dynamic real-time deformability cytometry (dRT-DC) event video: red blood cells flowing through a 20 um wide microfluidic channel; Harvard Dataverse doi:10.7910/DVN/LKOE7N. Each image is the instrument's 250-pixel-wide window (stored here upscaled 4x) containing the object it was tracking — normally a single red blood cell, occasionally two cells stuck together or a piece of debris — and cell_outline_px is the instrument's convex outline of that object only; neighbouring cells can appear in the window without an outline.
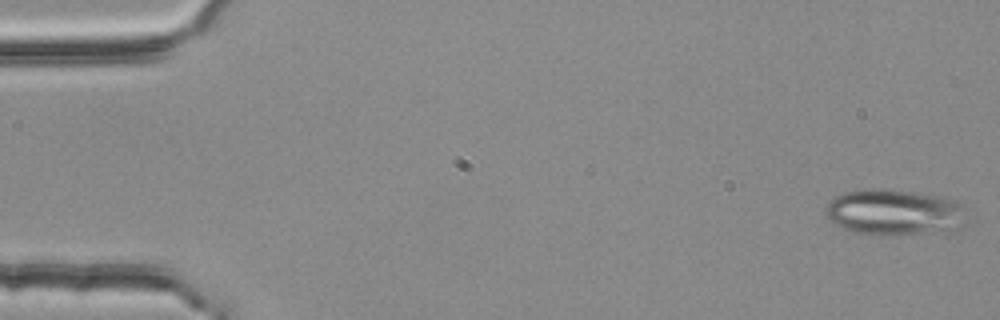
{"species": "common noctule bat (a hibernating species)", "species_latin": "Nyctalus noctula", "temperature_condition": "room temperature", "stored_images_in_passage": 55, "camera_frame_rate_fps": 3000, "um_per_image_px": 0.085, "animal": {"sex": "female", "body_mass_g": 25.1}, "frame": {"image": 1, "passage_image": 1, "time_ms": 0.0, "image_size_px": [1000, 320], "cell_outline_px": [[964, 204], [948, 228], [920, 232], [856, 232], [844, 228], [836, 224], [828, 216], [824, 208], [836, 196], [844, 192], [872, 188], [888, 188], [944, 196], [956, 200]], "centroid_in_image_um": [75.83, 17.93], "position_along_channel_um": 9.2, "area_um2": 35.2}}
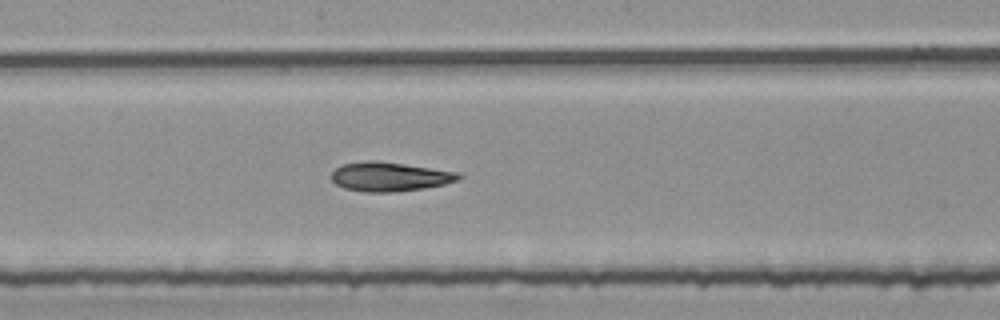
{"frame": {"image": 2, "passage_image": 29, "time_ms": 9.333, "image_size_px": [1000, 320], "cell_outline_px": [[460, 180], [444, 184], [424, 188], [392, 192], [364, 192], [344, 188], [336, 184], [332, 180], [332, 172], [340, 164], [368, 160], [376, 160], [460, 172]], "centroid_in_image_um": [33.11, 15.01], "position_along_channel_um": 215.1, "area_um2": 21.68}}
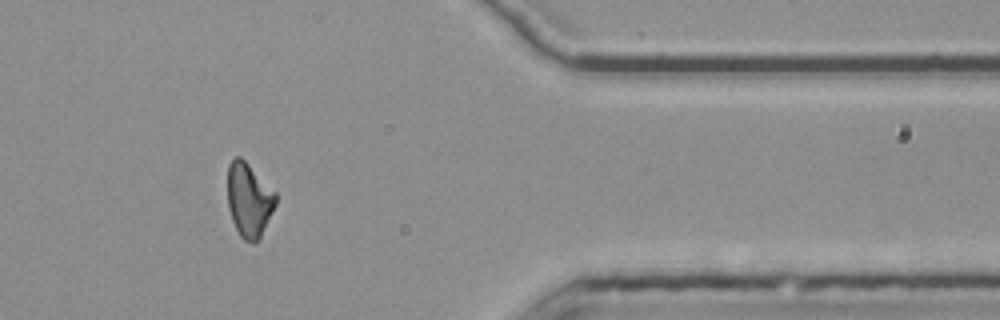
{"frame": {"image": 3, "passage_image": 45, "time_ms": 14.667, "image_size_px": [1000, 320], "cell_outline_px": [[276, 204], [260, 236], [252, 244], [244, 240], [240, 236], [232, 220], [228, 208], [228, 164], [236, 156], [240, 156], [276, 192]], "centroid_in_image_um": [21.15, 16.98], "position_along_channel_um": 390.2, "area_um2": 20.52}, "authors_computed_cell_mechanics": {"area_um2": 21.3282, "velocity_mm_per_s": 3.7319, "shape_relaxation_time_tau1_ms": 5.6789, "shape_relaxation_time_tau2_ms": 4.5451, "deformation_change_tau1": 0.17, "deformation_change_tau2": 0.1261}}